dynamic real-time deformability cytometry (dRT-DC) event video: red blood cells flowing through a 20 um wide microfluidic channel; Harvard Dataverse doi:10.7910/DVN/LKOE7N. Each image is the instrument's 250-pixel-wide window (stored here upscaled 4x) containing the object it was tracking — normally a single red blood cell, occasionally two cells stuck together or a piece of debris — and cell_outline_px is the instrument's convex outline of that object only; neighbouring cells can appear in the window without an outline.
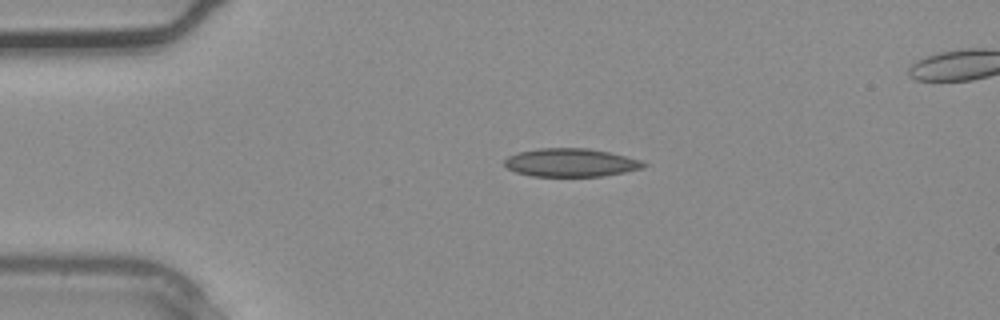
{"species": "common noctule bat (a hibernating species)", "species_latin": "Nyctalus noctula", "temperature_condition": "warm", "stored_images_in_passage": 5, "camera_frame_rate_fps": 3000, "um_per_image_px": 0.085, "animal": {"sex": "male", "body_mass_g": 20.4}, "frame": {"image": 1, "passage_image": 5, "time_ms": 1.333, "image_size_px": [1000, 320], "cell_outline_px": [[648, 164], [644, 168], [604, 176], [532, 176], [516, 172], [508, 168], [504, 164], [504, 160], [508, 156], [516, 152], [540, 148], [588, 148], [608, 152], [640, 160]], "centroid_in_image_um": [48.5, 13.82], "position_along_channel_um": 36.5, "area_um2": 22.89}}